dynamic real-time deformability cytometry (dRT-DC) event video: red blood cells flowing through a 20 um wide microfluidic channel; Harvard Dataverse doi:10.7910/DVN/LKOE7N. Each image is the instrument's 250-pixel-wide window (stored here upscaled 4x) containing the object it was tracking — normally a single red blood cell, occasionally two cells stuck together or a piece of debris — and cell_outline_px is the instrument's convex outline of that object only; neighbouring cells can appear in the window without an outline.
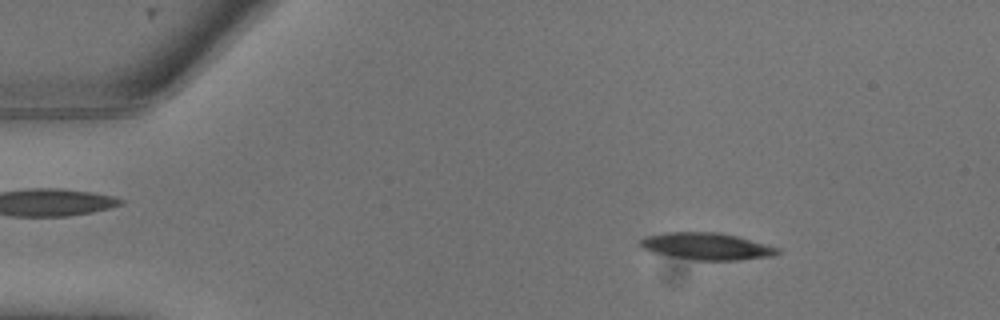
{"species": "common noctule bat (a hibernating species)", "species_latin": "Nyctalus noctula", "temperature_condition": "warm", "stored_images_in_passage": 8, "camera_frame_rate_fps": 3000, "um_per_image_px": 0.085, "animal": {"sex": "male", "body_mass_g": 13.3}, "frame": {"image": 1, "passage_image": 3, "time_ms": 0.667, "image_size_px": [1000, 320], "cell_outline_px": [[780, 252], [772, 256], [740, 260], [696, 260], [672, 256], [652, 252], [644, 248], [640, 244], [640, 240], [644, 236], [664, 232], [720, 232], [736, 236], [780, 248]], "centroid_in_image_um": [60.06, 20.92], "position_along_channel_um": 24.9, "area_um2": 21.44}}
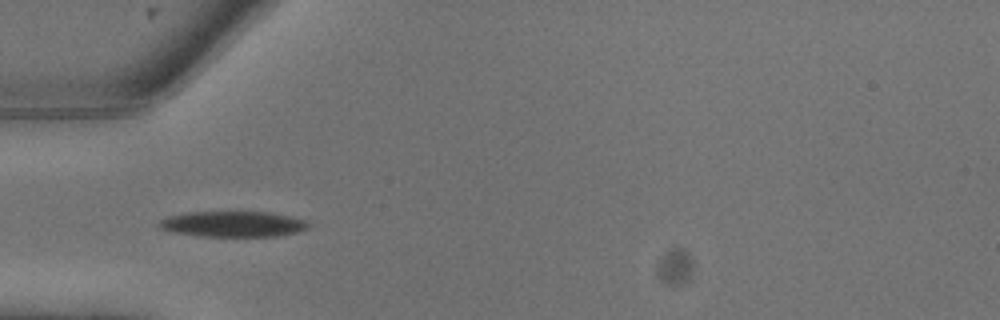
{"frame": {"image": 2, "passage_image": 7, "time_ms": 2.0, "image_size_px": [1000, 320], "cell_outline_px": [[312, 224], [308, 228], [300, 232], [276, 236], [204, 236], [168, 232], [160, 228], [156, 224], [160, 220], [168, 216], [188, 212], [272, 212], [308, 220]], "centroid_in_image_um": [19.83, 19.04], "position_along_channel_um": 65.2, "area_um2": 22.66}}